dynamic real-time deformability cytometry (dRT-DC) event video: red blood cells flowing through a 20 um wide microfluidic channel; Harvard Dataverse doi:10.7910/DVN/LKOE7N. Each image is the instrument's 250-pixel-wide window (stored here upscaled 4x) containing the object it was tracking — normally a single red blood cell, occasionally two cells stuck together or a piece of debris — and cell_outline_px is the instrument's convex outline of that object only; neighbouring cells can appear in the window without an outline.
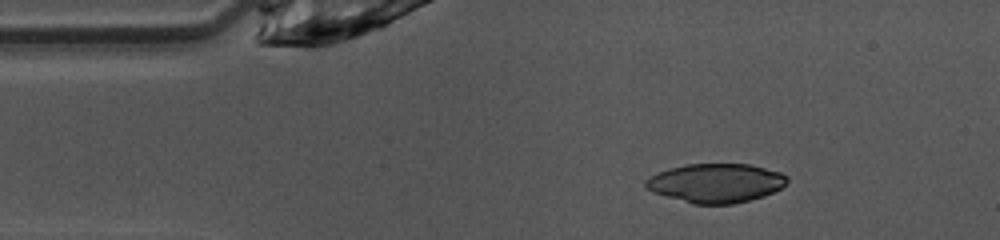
{"species": "common noctule bat (a hibernating species)", "species_latin": "Nyctalus noctula", "temperature_condition": "warm", "stored_images_in_passage": 41, "camera_frame_rate_fps": 3000, "um_per_image_px": 0.085, "animal": {"sex": "female", "body_mass_g": 10.0, "forearm_length_mm": 53.1}, "frame": {"image": 1, "passage_image": 1, "time_ms": 0.0, "image_size_px": [1000, 240], "cell_outline_px": [[788, 180], [780, 188], [764, 196], [732, 204], [692, 204], [652, 192], [644, 184], [644, 180], [648, 176], [656, 172], [668, 168], [688, 164], [752, 164], [780, 172], [788, 176]], "centroid_in_image_um": [60.81, 15.55], "position_along_channel_um": 24.2, "area_um2": 32.31}}